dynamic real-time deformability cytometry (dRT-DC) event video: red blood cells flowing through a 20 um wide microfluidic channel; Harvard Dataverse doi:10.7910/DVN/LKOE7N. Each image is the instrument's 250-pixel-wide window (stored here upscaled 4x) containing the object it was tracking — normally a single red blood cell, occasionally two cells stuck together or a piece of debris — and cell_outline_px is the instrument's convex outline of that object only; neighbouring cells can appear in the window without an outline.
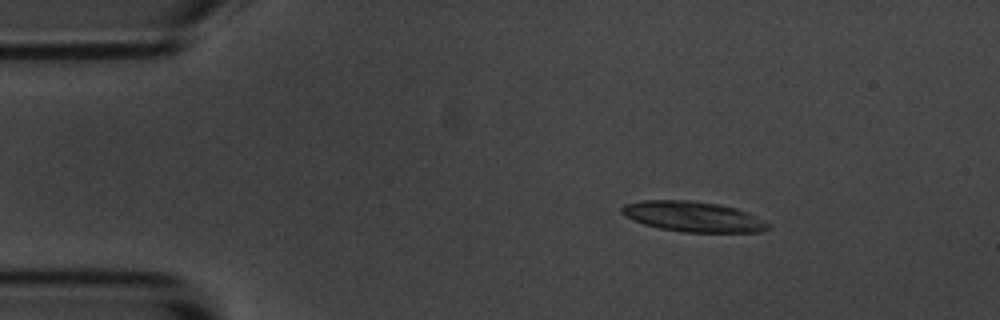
{"species": "common noctule bat (a hibernating species)", "species_latin": "Nyctalus noctula", "temperature_condition": "room temperature", "stored_images_in_passage": 4, "camera_frame_rate_fps": 3000, "um_per_image_px": 0.085, "animal": {"sex": "male", "body_mass_g": 20.1, "forearm_length_mm": 53.5}, "frame": {"image": 1, "passage_image": 2, "time_ms": 1.333, "image_size_px": [1000, 320], "cell_outline_px": [[772, 228], [760, 232], [684, 232], [660, 228], [644, 224], [624, 216], [620, 212], [620, 208], [624, 204], [644, 200], [692, 200], [716, 204], [736, 208], [772, 224]], "centroid_in_image_um": [58.91, 18.41], "position_along_channel_um": 26.1, "area_um2": 25.84}}